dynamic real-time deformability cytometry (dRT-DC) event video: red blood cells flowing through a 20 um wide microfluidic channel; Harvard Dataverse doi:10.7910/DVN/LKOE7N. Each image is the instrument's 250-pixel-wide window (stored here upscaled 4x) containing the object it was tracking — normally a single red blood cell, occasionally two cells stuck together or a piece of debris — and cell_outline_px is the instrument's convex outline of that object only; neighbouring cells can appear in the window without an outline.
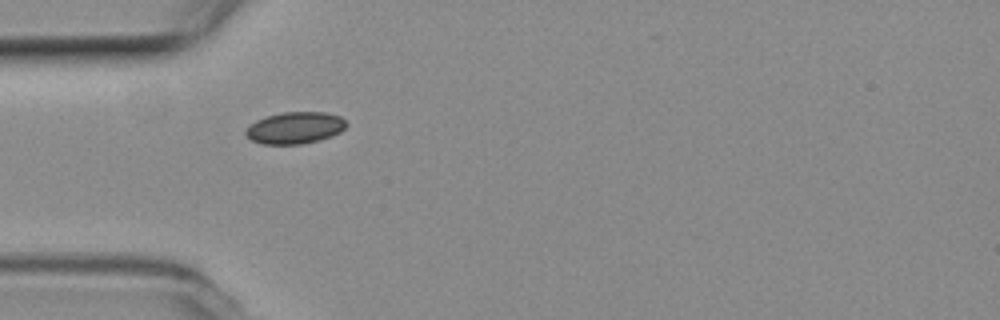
{"species": "common noctule bat (a hibernating species)", "species_latin": "Nyctalus noctula", "temperature_condition": "room temperature", "stored_images_in_passage": 34, "camera_frame_rate_fps": 3000, "um_per_image_px": 0.085, "animal": {"sex": "female", "body_mass_g": 19.3, "forearm_length_mm": 54.1}, "frame": {"image": 1, "passage_image": 1, "time_ms": 0.0, "image_size_px": [1000, 320], "cell_outline_px": [[348, 124], [340, 132], [332, 136], [320, 140], [300, 144], [260, 144], [252, 140], [244, 132], [256, 120], [264, 116], [280, 112], [324, 112], [340, 116]], "centroid_in_image_um": [25.08, 10.86], "position_along_channel_um": 59.9, "area_um2": 18.67}}
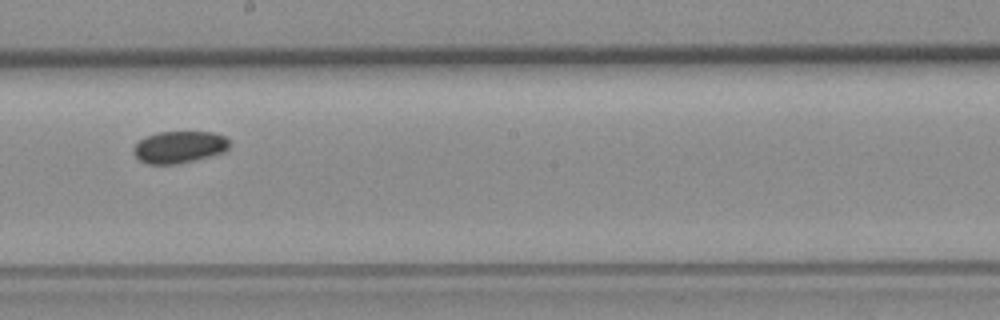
{"frame": {"image": 2, "passage_image": 15, "time_ms": 4.667, "image_size_px": [1000, 320], "cell_outline_px": [[228, 148], [224, 152], [192, 160], [172, 164], [148, 164], [140, 160], [132, 152], [132, 148], [140, 140], [156, 132], [212, 132], [224, 136], [228, 140]], "centroid_in_image_um": [15.2, 12.49], "position_along_channel_um": 233.0, "area_um2": 17.57}}
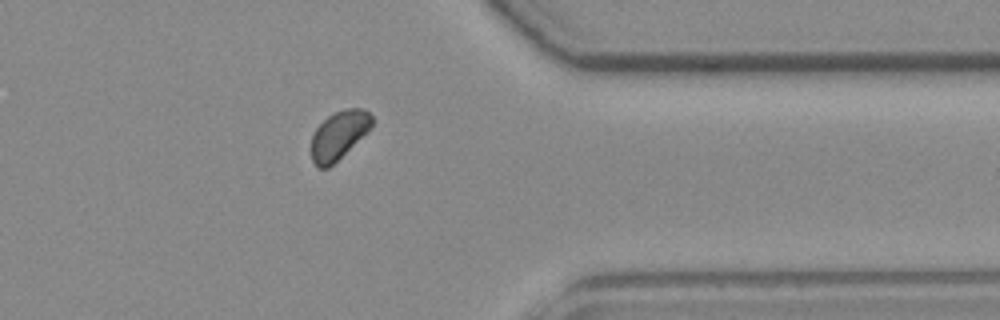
{"frame": {"image": 3, "passage_image": 28, "time_ms": 9.0, "image_size_px": [1000, 320], "cell_outline_px": [[372, 124], [328, 168], [316, 168], [312, 160], [312, 136], [316, 128], [328, 116], [336, 112], [348, 108], [364, 108], [372, 116]], "centroid_in_image_um": [28.75, 11.47], "position_along_channel_um": 382.7, "area_um2": 16.24}}